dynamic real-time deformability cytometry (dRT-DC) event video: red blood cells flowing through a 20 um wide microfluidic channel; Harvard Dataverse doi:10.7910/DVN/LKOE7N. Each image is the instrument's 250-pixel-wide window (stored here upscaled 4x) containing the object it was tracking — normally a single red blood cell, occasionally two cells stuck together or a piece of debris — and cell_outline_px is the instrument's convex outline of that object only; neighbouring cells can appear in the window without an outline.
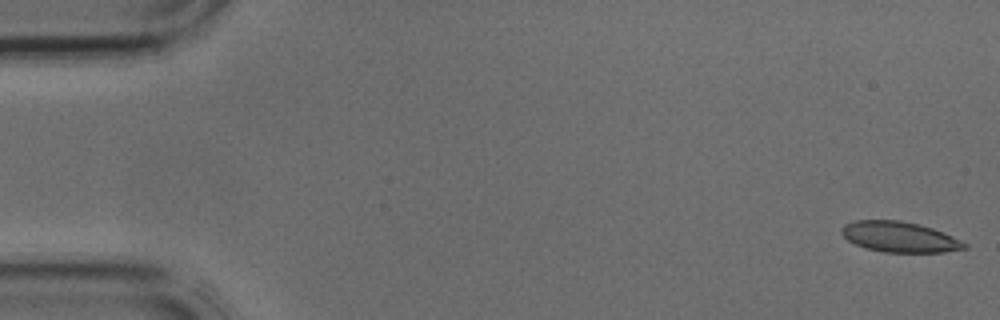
{"species": "common noctule bat (a hibernating species)", "species_latin": "Nyctalus noctula", "temperature_condition": "cold", "stored_images_in_passage": 3, "camera_frame_rate_fps": 3000, "um_per_image_px": 0.085, "animal": {"sex": "male", "body_mass_g": 17.9, "forearm_length_mm": 54.2}, "frame": {"image": 1, "passage_image": 1, "time_ms": 0.0, "image_size_px": [1000, 320], "cell_outline_px": [[968, 248], [944, 252], [884, 252], [864, 248], [848, 240], [840, 232], [840, 228], [844, 224], [856, 220], [900, 220], [932, 228], [944, 232], [968, 244]], "centroid_in_image_um": [76.45, 20.14], "position_along_channel_um": 8.5, "area_um2": 21.85}}